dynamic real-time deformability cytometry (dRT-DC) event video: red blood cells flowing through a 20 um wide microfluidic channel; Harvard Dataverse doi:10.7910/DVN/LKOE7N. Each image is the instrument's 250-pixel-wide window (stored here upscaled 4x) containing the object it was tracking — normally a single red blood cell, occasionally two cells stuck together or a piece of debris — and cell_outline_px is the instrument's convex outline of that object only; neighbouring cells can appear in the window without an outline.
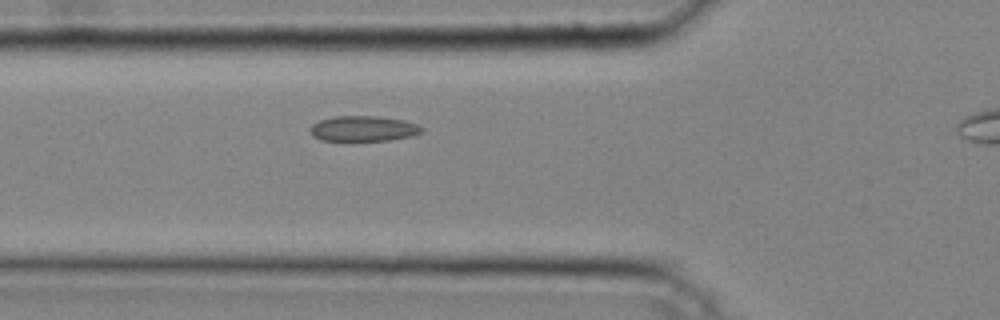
{"species": "common noctule bat (a hibernating species)", "species_latin": "Nyctalus noctula", "temperature_condition": "cold", "stored_images_in_passage": 25, "camera_frame_rate_fps": 3000, "um_per_image_px": 0.085, "animal": {"sex": "male", "body_mass_g": 20.4}, "frame": {"image": 1, "passage_image": 2, "time_ms": 0.333, "image_size_px": [1000, 320], "cell_outline_px": [[424, 132], [412, 136], [388, 140], [320, 140], [312, 136], [312, 124], [320, 120], [336, 116], [376, 116], [404, 120], [416, 124], [424, 128]], "centroid_in_image_um": [30.93, 10.93], "position_along_channel_um": 94.9, "area_um2": 16.36}}
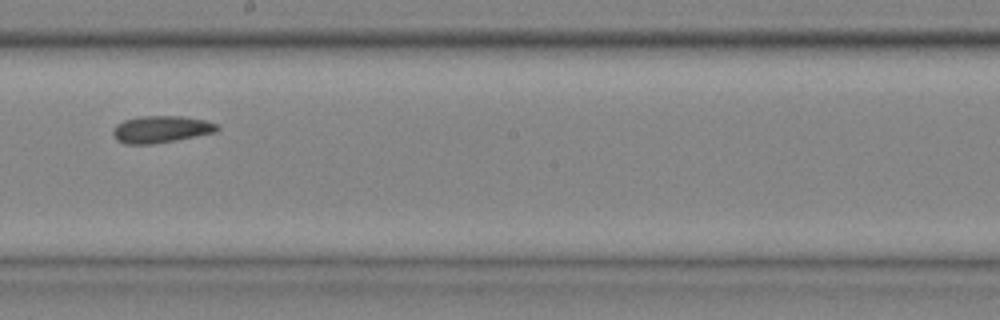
{"frame": {"image": 2, "passage_image": 11, "time_ms": 3.333, "image_size_px": [1000, 320], "cell_outline_px": [[220, 128], [216, 132], [176, 140], [152, 144], [124, 144], [116, 140], [112, 136], [112, 132], [116, 124], [124, 120], [140, 116], [180, 116], [204, 120], [216, 124]], "centroid_in_image_um": [13.64, 10.99], "position_along_channel_um": 234.6, "area_um2": 16.42}}
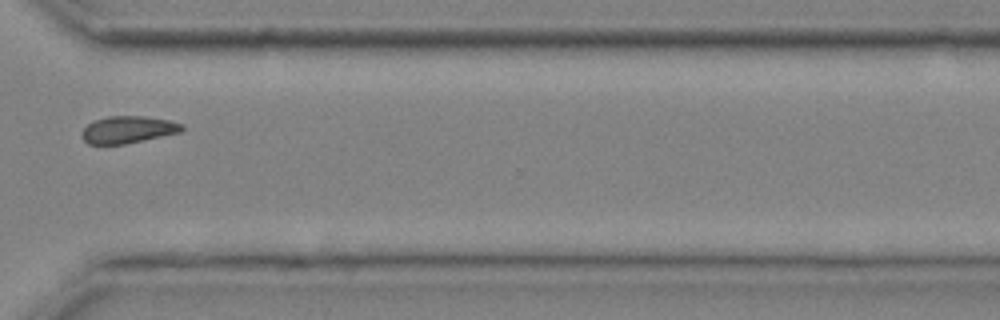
{"frame": {"image": 3, "passage_image": 19, "time_ms": 6.0, "image_size_px": [1000, 320], "cell_outline_px": [[184, 128], [180, 132], [124, 144], [88, 144], [80, 136], [84, 128], [88, 124], [96, 120], [108, 116], [144, 116], [168, 120], [184, 124]], "centroid_in_image_um": [10.87, 11.01], "position_along_channel_um": 359.7, "area_um2": 15.66}}